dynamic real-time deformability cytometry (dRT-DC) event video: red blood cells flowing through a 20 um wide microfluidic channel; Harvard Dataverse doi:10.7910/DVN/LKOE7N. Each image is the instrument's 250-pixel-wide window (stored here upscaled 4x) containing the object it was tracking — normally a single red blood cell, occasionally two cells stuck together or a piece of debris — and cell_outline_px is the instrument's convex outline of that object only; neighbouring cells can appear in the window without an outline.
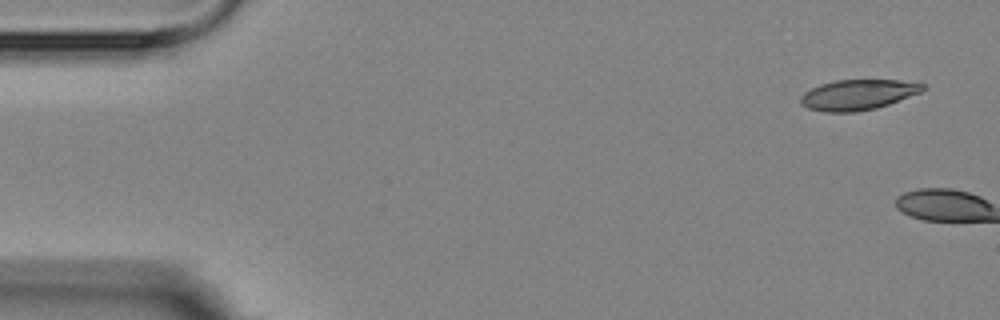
{"species": "Egyptian fruit bat (a non-hibernating species)", "species_latin": "Rousettus aegyptiacus", "temperature_condition": "room temperature", "stored_images_in_passage": 3, "camera_frame_rate_fps": 3000, "um_per_image_px": 0.085, "animal": {"sex": "female"}, "frame": {"image": 1, "passage_image": 1, "time_ms": 0.0, "image_size_px": [1000, 320], "cell_outline_px": [[928, 88], [920, 92], [888, 104], [876, 108], [856, 112], [824, 112], [808, 108], [800, 104], [800, 96], [804, 92], [820, 84], [836, 80], [900, 80], [924, 84]], "centroid_in_image_um": [72.9, 8.05], "position_along_channel_um": 12.1, "area_um2": 21.62}}